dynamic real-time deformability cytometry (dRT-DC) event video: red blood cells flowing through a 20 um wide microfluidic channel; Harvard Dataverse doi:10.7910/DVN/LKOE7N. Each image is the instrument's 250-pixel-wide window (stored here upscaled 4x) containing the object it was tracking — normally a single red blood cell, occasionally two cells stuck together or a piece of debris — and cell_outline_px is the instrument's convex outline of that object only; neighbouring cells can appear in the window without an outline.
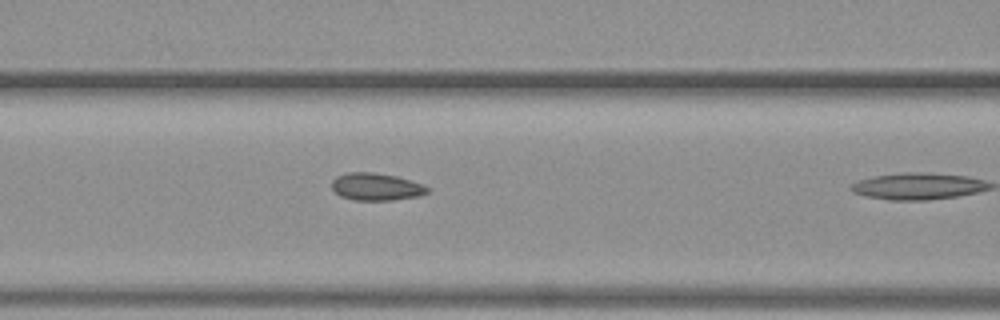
{"species": "common noctule bat (a hibernating species)", "species_latin": "Nyctalus noctula", "temperature_condition": "warm", "stored_images_in_passage": 6, "segment_of_instrument_passage": [2, 2], "camera_frame_rate_fps": 3000, "um_per_image_px": 0.085, "animal": {"sex": "female", "body_mass_g": 19.3, "forearm_length_mm": 54.1}, "frame": {"image": 1, "passage_image": 6, "time_ms": 1.667, "image_size_px": [1000, 320], "cell_outline_px": [[984, 188], [968, 192], [948, 196], [880, 196], [864, 192], [888, 176], [956, 176], [976, 180], [984, 184]], "centroid_in_image_um": [78.57, 15.82], "position_along_channel_um": 88.0, "area_um2": 14.1}}